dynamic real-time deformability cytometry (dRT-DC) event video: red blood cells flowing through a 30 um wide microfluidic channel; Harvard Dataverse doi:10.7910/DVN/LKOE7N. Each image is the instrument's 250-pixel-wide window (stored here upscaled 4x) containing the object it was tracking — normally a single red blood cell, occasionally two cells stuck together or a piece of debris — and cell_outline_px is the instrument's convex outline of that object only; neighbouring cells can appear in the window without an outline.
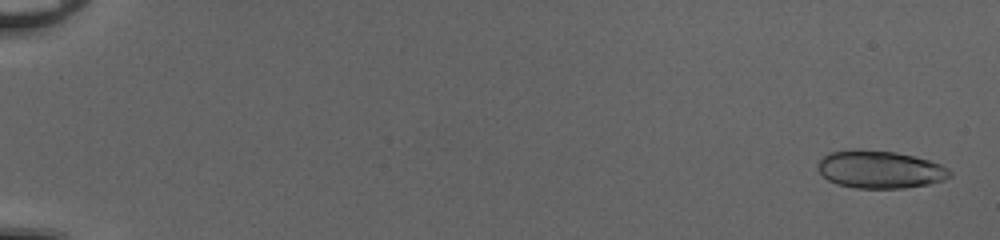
{"species": "common noctule bat (a hibernating species)", "species_latin": "Nyctalus noctula", "temperature_condition": "cold", "stored_images_in_passage": 24, "camera_frame_rate_fps": 3000, "um_per_image_px": 0.085, "animal": {"sex": "female", "body_mass_g": 20.0, "forearm_length_mm": 54.0}, "frame": {"image": 1, "passage_image": 2, "time_ms": 0.333, "image_size_px": [1000, 240], "cell_outline_px": [[952, 176], [944, 180], [928, 184], [904, 188], [856, 188], [836, 184], [828, 180], [816, 168], [820, 160], [828, 152], [860, 148], [896, 152], [928, 160], [940, 164], [948, 168], [952, 172]], "centroid_in_image_um": [74.78, 14.4], "position_along_channel_um": 10.2, "area_um2": 29.19}}